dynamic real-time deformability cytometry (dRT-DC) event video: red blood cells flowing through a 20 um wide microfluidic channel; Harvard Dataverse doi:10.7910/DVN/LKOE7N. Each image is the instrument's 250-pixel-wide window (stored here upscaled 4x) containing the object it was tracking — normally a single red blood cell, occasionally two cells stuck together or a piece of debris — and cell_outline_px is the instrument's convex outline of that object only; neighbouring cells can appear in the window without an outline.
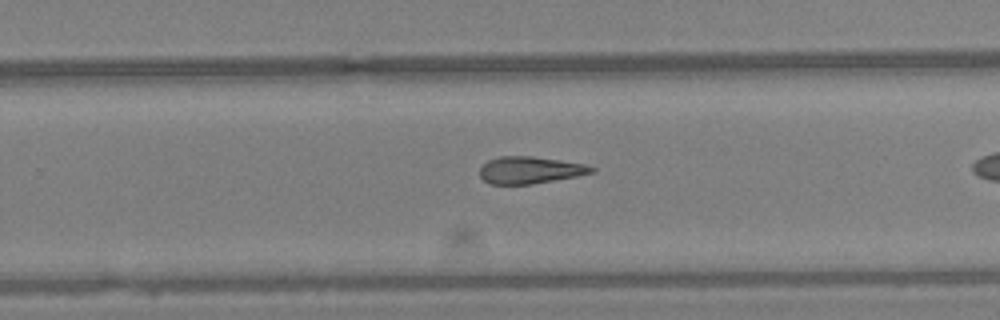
{"species": "Egyptian fruit bat (a non-hibernating species)", "species_latin": "Rousettus aegyptiacus", "temperature_condition": "warm", "stored_images_in_passage": 18, "camera_frame_rate_fps": 3000, "um_per_image_px": 0.085, "animal": {"sex": "female"}, "frame": {"image": 1, "passage_image": 11, "time_ms": 3.333, "image_size_px": [1000, 320], "cell_outline_px": [[596, 172], [576, 176], [532, 184], [488, 184], [480, 176], [480, 168], [488, 160], [500, 156], [532, 156], [560, 160], [584, 164], [596, 168]], "centroid_in_image_um": [45.05, 14.45], "position_along_channel_um": 284.8, "area_um2": 17.57}}